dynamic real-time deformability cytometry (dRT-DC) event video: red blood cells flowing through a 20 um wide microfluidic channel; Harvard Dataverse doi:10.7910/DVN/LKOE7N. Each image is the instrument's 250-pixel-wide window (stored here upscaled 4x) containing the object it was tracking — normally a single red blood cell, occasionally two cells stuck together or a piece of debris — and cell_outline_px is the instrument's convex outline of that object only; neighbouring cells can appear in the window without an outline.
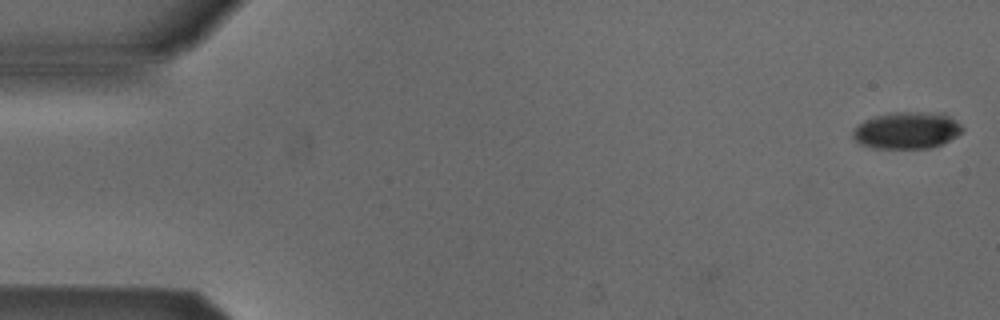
{"species": "Egyptian fruit bat (a non-hibernating species)", "species_latin": "Rousettus aegyptiacus", "temperature_condition": "cold", "stored_images_in_passage": 10, "camera_frame_rate_fps": 3000, "um_per_image_px": 0.085, "animal": {"sex": "male"}, "frame": {"image": 1, "passage_image": 1, "time_ms": 0.0, "image_size_px": [1000, 320], "cell_outline_px": [[964, 128], [956, 136], [940, 144], [928, 148], [872, 148], [860, 144], [852, 136], [852, 132], [864, 120], [876, 116], [892, 112], [944, 112], [956, 120]], "centroid_in_image_um": [77.1, 11.06], "position_along_channel_um": 7.9, "area_um2": 23.47}}